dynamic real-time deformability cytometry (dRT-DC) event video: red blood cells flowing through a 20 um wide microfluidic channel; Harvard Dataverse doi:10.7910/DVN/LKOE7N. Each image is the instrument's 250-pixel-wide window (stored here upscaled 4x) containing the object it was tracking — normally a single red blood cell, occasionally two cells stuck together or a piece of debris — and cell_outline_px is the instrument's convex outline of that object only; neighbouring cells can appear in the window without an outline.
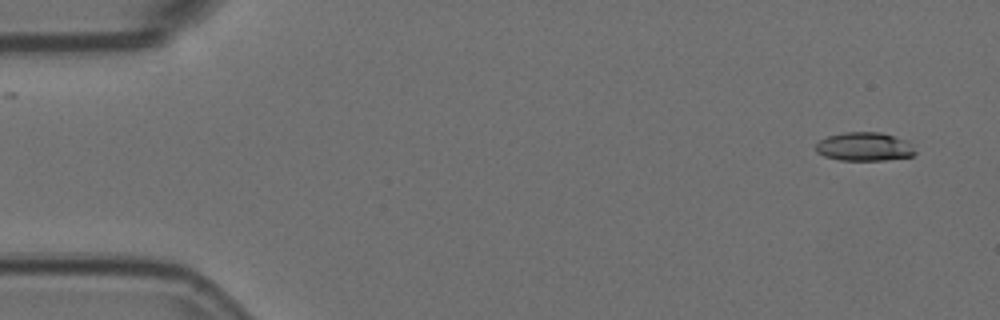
{"species": "Egyptian fruit bat (a non-hibernating species)", "species_latin": "Rousettus aegyptiacus", "temperature_condition": "room temperature", "stored_images_in_passage": 5, "camera_frame_rate_fps": 3000, "um_per_image_px": 0.085, "animal": {"sex": "female"}, "frame": {"image": 1, "passage_image": 1, "time_ms": 0.0, "image_size_px": [1000, 320], "cell_outline_px": [[916, 152], [912, 156], [884, 160], [840, 160], [824, 156], [816, 152], [816, 144], [820, 140], [828, 136], [844, 132], [880, 132], [908, 140], [912, 144]], "centroid_in_image_um": [73.49, 12.46], "position_along_channel_um": 11.5, "area_um2": 16.65}}
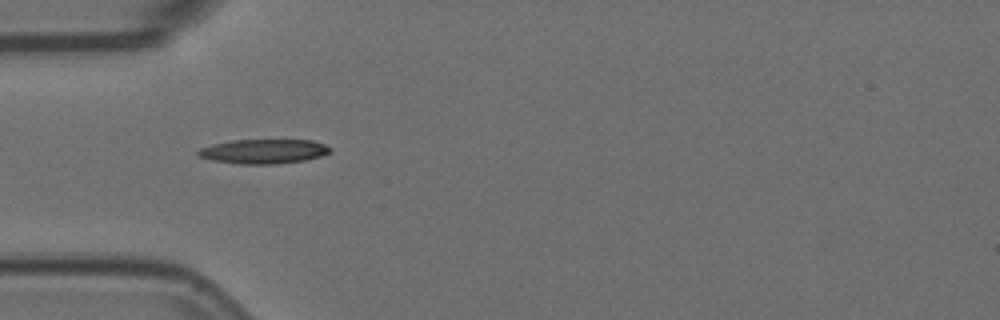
{"frame": {"image": 2, "passage_image": 4, "time_ms": 1.0, "image_size_px": [1000, 320], "cell_outline_px": [[332, 152], [320, 156], [304, 160], [276, 164], [240, 164], [212, 160], [196, 156], [196, 152], [200, 148], [212, 144], [232, 140], [312, 140], [324, 144], [332, 148]], "centroid_in_image_um": [22.39, 12.86], "position_along_channel_um": 62.6, "area_um2": 18.9}}
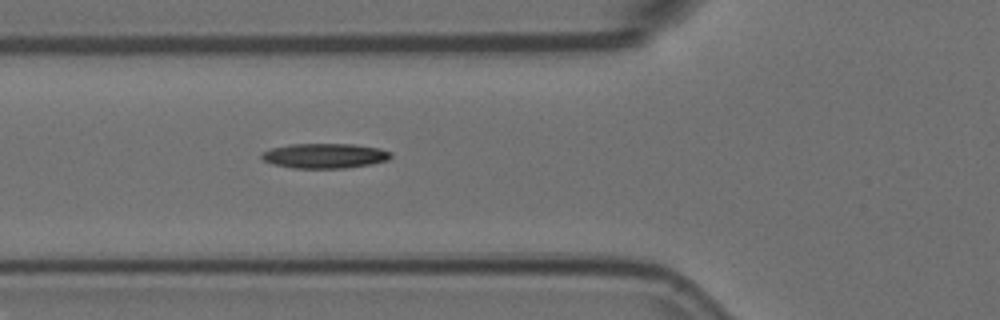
{"frame": {"image": 3, "passage_image": 5, "time_ms": 1.333, "image_size_px": [1000, 320], "cell_outline_px": [[392, 156], [388, 160], [368, 164], [344, 168], [292, 168], [272, 164], [264, 160], [260, 156], [260, 152], [272, 148], [292, 144], [352, 144], [380, 148], [392, 152]], "centroid_in_image_um": [27.58, 13.24], "position_along_channel_um": 98.2, "area_um2": 18.73}}